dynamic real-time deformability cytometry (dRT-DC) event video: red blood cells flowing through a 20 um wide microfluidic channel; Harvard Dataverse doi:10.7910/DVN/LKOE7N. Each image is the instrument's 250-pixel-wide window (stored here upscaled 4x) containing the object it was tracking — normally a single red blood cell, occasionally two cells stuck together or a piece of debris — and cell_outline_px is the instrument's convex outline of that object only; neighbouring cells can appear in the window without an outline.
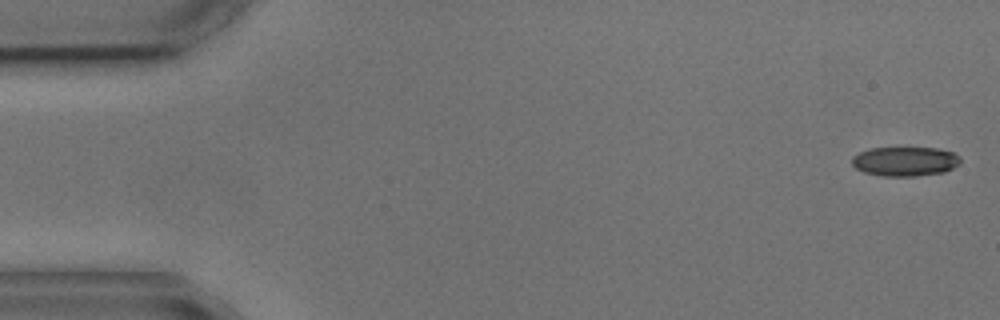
{"species": "common noctule bat (a hibernating species)", "species_latin": "Nyctalus noctula", "temperature_condition": "cold", "stored_images_in_passage": 5, "camera_frame_rate_fps": 3000, "um_per_image_px": 0.085, "animal": {"sex": "male", "body_mass_g": 17.9, "forearm_length_mm": 54.2}, "frame": {"image": 1, "passage_image": 1, "time_ms": 0.0, "image_size_px": [1000, 320], "cell_outline_px": [[960, 164], [944, 172], [916, 176], [884, 176], [864, 172], [856, 168], [852, 164], [852, 156], [860, 152], [872, 148], [936, 148], [952, 152], [960, 156]], "centroid_in_image_um": [76.94, 13.72], "position_along_channel_um": 8.1, "area_um2": 18.5}}
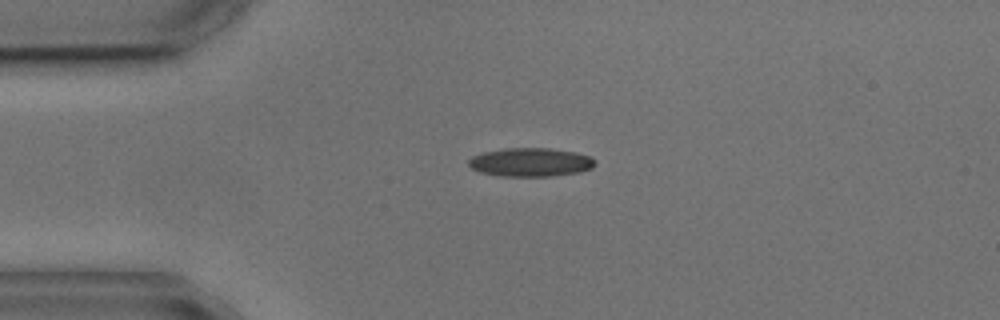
{"frame": {"image": 2, "passage_image": 4, "time_ms": 3.667, "image_size_px": [1000, 320], "cell_outline_px": [[596, 164], [592, 168], [580, 172], [552, 176], [500, 176], [480, 172], [472, 168], [468, 164], [468, 160], [472, 156], [484, 152], [504, 148], [548, 148], [572, 152], [588, 156], [596, 160]], "centroid_in_image_um": [45.09, 13.79], "position_along_channel_um": 39.9, "area_um2": 21.04}}